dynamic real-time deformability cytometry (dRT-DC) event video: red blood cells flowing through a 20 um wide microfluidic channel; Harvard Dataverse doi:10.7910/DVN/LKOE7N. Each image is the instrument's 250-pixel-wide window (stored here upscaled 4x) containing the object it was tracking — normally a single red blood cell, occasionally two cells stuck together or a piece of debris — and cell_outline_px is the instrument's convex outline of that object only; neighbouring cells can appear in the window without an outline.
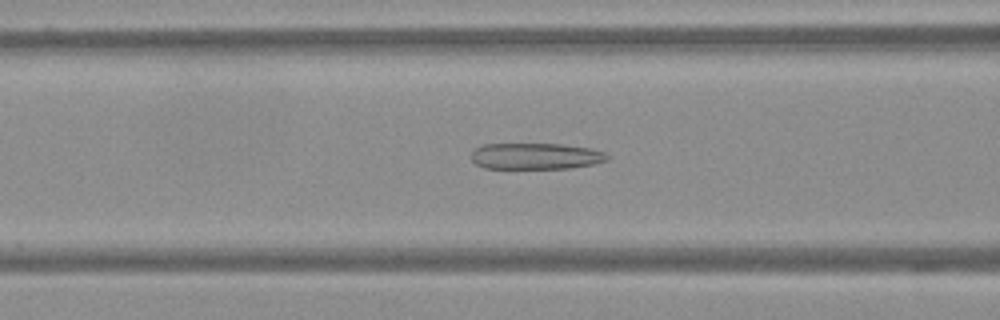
{"species": "Egyptian fruit bat (a non-hibernating species)", "species_latin": "Rousettus aegyptiacus", "temperature_condition": "warm", "stored_images_in_passage": 58, "camera_frame_rate_fps": 3000, "um_per_image_px": 0.085, "frame": {"image": 1, "passage_image": 23, "time_ms": 7.333, "image_size_px": [1000, 320], "cell_outline_px": [[608, 160], [592, 164], [568, 168], [484, 168], [476, 164], [472, 160], [472, 152], [476, 148], [484, 144], [560, 144], [592, 148], [604, 152], [608, 156]], "centroid_in_image_um": [45.53, 13.27], "position_along_channel_um": 121.1, "area_um2": 20.69}}
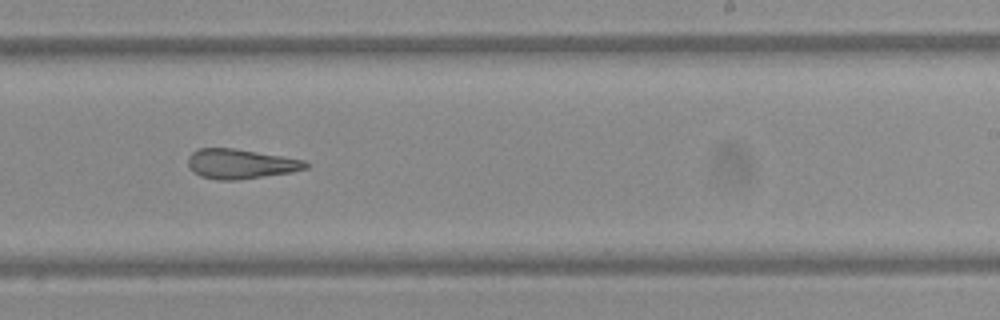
{"frame": {"image": 2, "passage_image": 36, "time_ms": 11.667, "image_size_px": [1000, 320], "cell_outline_px": [[308, 168], [292, 172], [236, 180], [220, 180], [200, 176], [188, 164], [188, 156], [192, 152], [200, 148], [236, 148], [304, 160], [308, 164]], "centroid_in_image_um": [20.46, 13.92], "position_along_channel_um": 268.5, "area_um2": 20.17}}
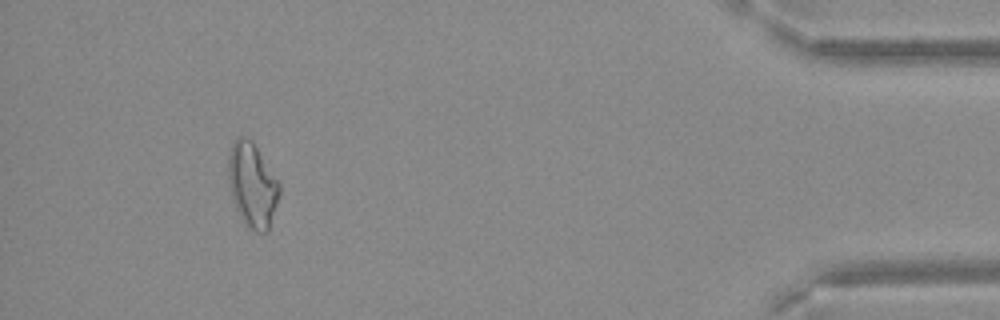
{"frame": {"image": 3, "passage_image": 54, "time_ms": 17.667, "image_size_px": [1000, 320], "cell_outline_px": [[280, 192], [268, 232], [256, 232], [244, 224], [240, 216], [232, 196], [228, 180], [228, 156], [232, 144], [240, 136], [244, 136], [252, 140], [280, 184]], "centroid_in_image_um": [21.45, 15.73], "position_along_channel_um": 413.8, "area_um2": 24.85}}